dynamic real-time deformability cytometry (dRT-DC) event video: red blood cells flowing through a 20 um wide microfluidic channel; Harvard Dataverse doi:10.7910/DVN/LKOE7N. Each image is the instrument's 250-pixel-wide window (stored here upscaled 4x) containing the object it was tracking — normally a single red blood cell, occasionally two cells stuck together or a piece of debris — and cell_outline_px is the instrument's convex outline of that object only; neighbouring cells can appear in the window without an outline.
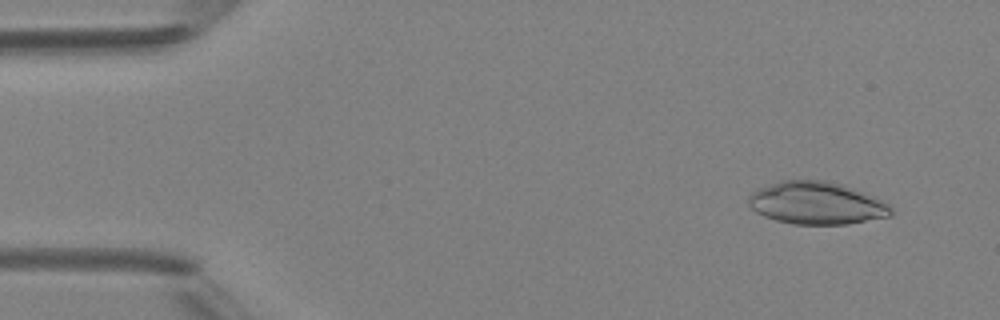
{"species": "Egyptian fruit bat (a non-hibernating species)", "species_latin": "Rousettus aegyptiacus", "temperature_condition": "room temperature", "stored_images_in_passage": 5, "camera_frame_rate_fps": 3000, "um_per_image_px": 0.085, "animal": {"sex": "female"}, "frame": {"image": 1, "passage_image": 2, "time_ms": 1.0, "image_size_px": [1000, 320], "cell_outline_px": [[892, 216], [848, 224], [792, 224], [776, 220], [764, 216], [756, 212], [748, 204], [748, 196], [756, 188], [780, 180], [828, 180], [852, 188], [872, 196], [888, 204], [892, 208]], "centroid_in_image_um": [69.37, 17.26], "position_along_channel_um": 15.6, "area_um2": 35.37}}
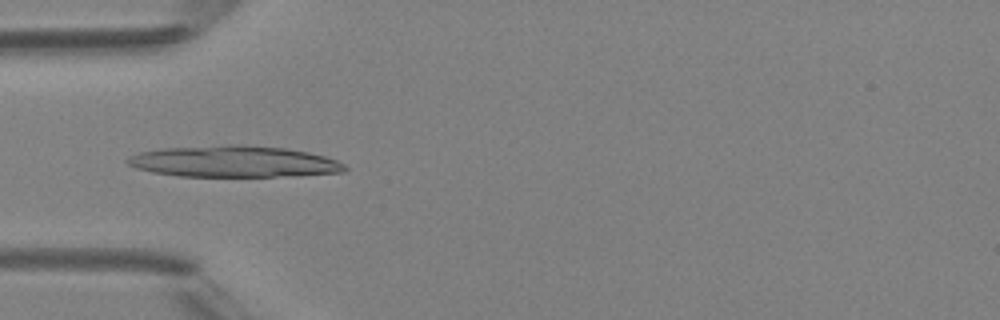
{"frame": {"image": 2, "passage_image": 5, "time_ms": 4.667, "image_size_px": [1000, 320], "cell_outline_px": [[348, 168], [344, 172], [276, 176], [180, 176], [152, 172], [136, 168], [128, 164], [124, 160], [140, 152], [160, 148], [232, 144], [240, 144], [288, 148], [308, 152], [324, 156], [336, 160], [344, 164]], "centroid_in_image_um": [19.86, 13.72], "position_along_channel_um": 65.1, "area_um2": 39.65}}